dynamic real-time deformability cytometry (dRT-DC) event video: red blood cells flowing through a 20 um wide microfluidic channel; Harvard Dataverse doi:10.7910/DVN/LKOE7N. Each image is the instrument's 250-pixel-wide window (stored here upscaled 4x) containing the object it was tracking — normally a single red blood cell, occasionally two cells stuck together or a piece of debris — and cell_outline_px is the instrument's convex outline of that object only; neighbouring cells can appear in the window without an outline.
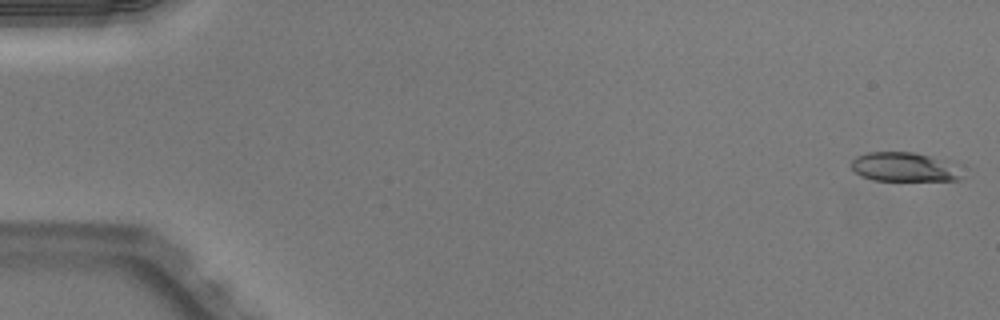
{"species": "Egyptian fruit bat (a non-hibernating species)", "species_latin": "Rousettus aegyptiacus", "temperature_condition": "warm", "stored_images_in_passage": 51, "camera_frame_rate_fps": 3000, "um_per_image_px": 0.085, "animal": {"sex": "male"}, "frame": {"image": 1, "passage_image": 1, "time_ms": 0.0, "image_size_px": [1000, 320], "cell_outline_px": [[964, 176], [960, 180], [872, 180], [860, 176], [852, 168], [852, 160], [856, 156], [868, 152], [912, 152], [928, 156]], "centroid_in_image_um": [76.65, 14.21], "position_along_channel_um": 8.4, "area_um2": 17.74}}
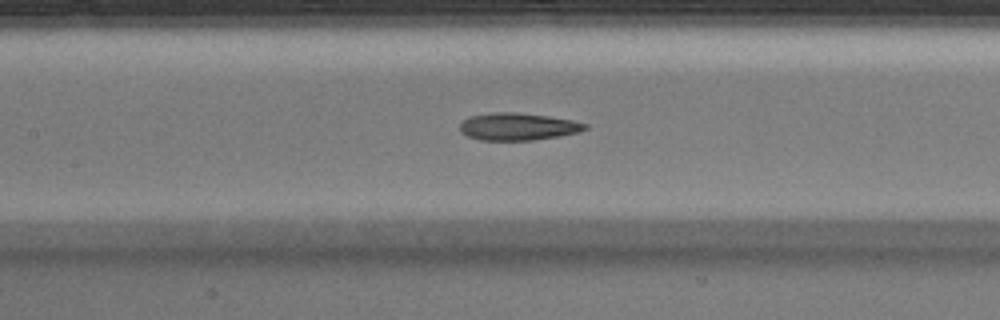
{"frame": {"image": 2, "passage_image": 24, "time_ms": 7.667, "image_size_px": [1000, 320], "cell_outline_px": [[588, 128], [580, 132], [532, 140], [480, 140], [468, 136], [460, 132], [460, 124], [468, 116], [492, 112], [516, 112], [548, 116], [572, 120], [588, 124]], "centroid_in_image_um": [44.0, 10.75], "position_along_channel_um": 163.4, "area_um2": 19.94}}
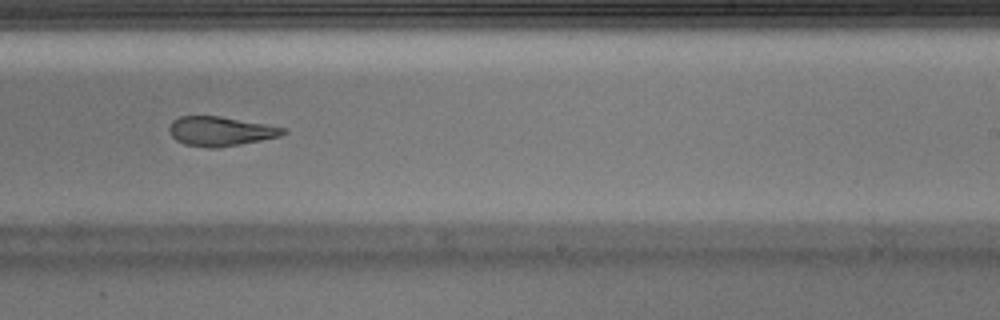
{"frame": {"image": 3, "passage_image": 32, "time_ms": 10.333, "image_size_px": [1000, 320], "cell_outline_px": [[288, 132], [280, 136], [260, 140], [216, 148], [208, 148], [184, 144], [176, 140], [168, 132], [168, 128], [172, 120], [180, 116], [220, 116], [288, 128]], "centroid_in_image_um": [18.72, 11.15], "position_along_channel_um": 270.3, "area_um2": 19.54}, "authors_computed_cell_mechanics": {"area_um2": 19.9988, "velocity_mm_per_s": 4.0233, "shape_relaxation_time_tau1_ms": null, "shape_relaxation_time_tau2_ms": 2.6108, "deformation_change_tau1": null, "deformation_change_tau2": 0.1158}}